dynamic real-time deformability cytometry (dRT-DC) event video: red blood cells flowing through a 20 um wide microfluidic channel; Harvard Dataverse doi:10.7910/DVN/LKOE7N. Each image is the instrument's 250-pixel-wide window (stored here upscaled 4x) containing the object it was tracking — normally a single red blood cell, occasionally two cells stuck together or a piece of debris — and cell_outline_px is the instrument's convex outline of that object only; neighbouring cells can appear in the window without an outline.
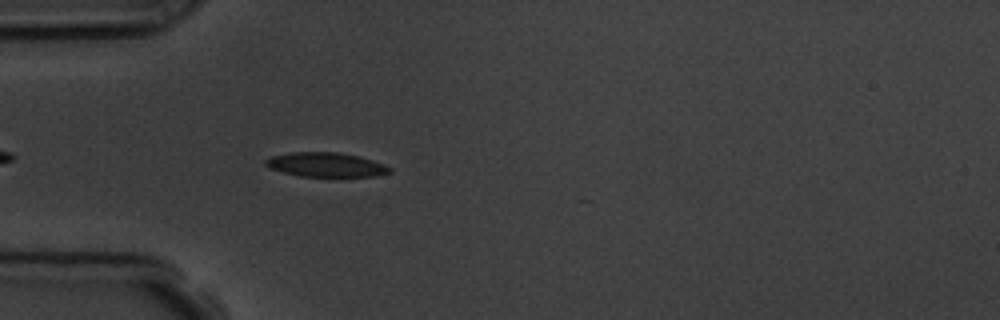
{"species": "common noctule bat (a hibernating species)", "species_latin": "Nyctalus noctula", "temperature_condition": "room temperature", "stored_images_in_passage": 5, "camera_frame_rate_fps": 3000, "um_per_image_px": 0.085, "animal": {"sex": "male", "body_mass_g": 19.5, "forearm_length_mm": 54.6}, "frame": {"image": 1, "passage_image": 5, "time_ms": 4.333, "image_size_px": [1000, 320], "cell_outline_px": [[392, 172], [376, 176], [300, 176], [268, 168], [264, 164], [264, 160], [272, 156], [292, 152], [340, 152], [372, 160], [384, 164], [392, 168]], "centroid_in_image_um": [27.7, 14.0], "position_along_channel_um": 57.3, "area_um2": 17.51}}